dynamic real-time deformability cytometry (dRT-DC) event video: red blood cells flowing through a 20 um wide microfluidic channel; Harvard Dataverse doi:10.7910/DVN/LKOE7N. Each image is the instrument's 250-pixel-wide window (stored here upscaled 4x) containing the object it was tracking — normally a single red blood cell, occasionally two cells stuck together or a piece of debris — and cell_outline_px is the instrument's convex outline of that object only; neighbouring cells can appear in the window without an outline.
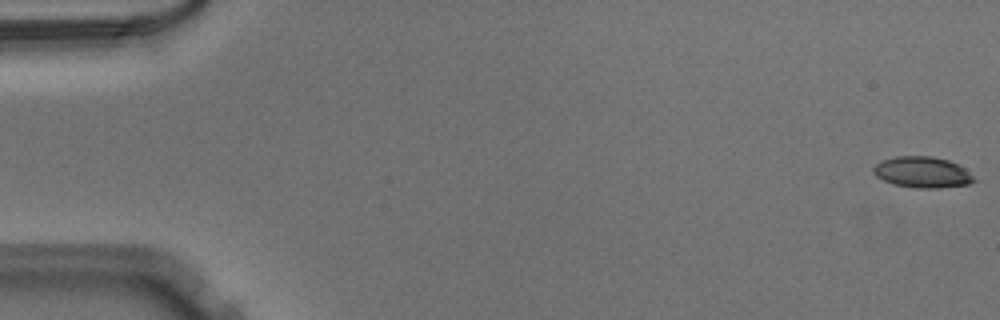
{"species": "Egyptian fruit bat (a non-hibernating species)", "species_latin": "Rousettus aegyptiacus", "temperature_condition": "warm", "stored_images_in_passage": 51, "camera_frame_rate_fps": 3000, "um_per_image_px": 0.085, "animal": {"sex": "male"}, "frame": {"image": 1, "passage_image": 1, "time_ms": 0.0, "image_size_px": [1000, 320], "cell_outline_px": [[976, 180], [968, 184], [936, 188], [916, 188], [892, 184], [876, 176], [872, 172], [872, 168], [876, 164], [884, 160], [896, 156], [932, 156], [948, 160], [964, 168]], "centroid_in_image_um": [78.36, 14.64], "position_along_channel_um": 6.6, "area_um2": 18.03}}
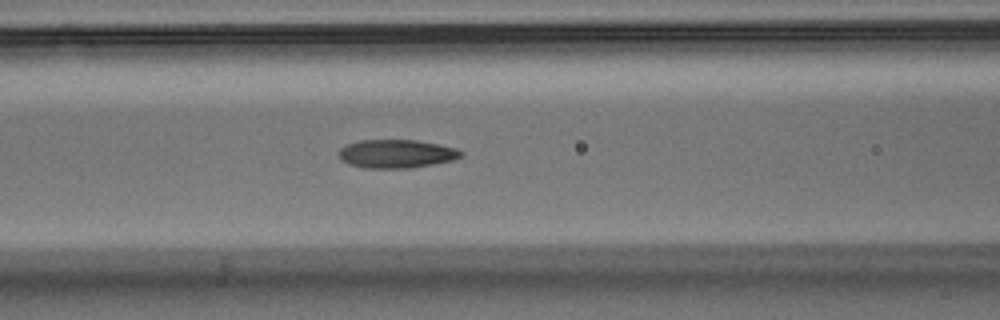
{"frame": {"image": 2, "passage_image": 22, "time_ms": 7.0, "image_size_px": [1000, 320], "cell_outline_px": [[464, 152], [460, 156], [452, 160], [432, 164], [408, 168], [364, 168], [348, 164], [340, 160], [340, 148], [348, 144], [360, 140], [416, 140], [456, 148]], "centroid_in_image_um": [33.66, 13.07], "position_along_channel_um": 132.9, "area_um2": 20.06}}
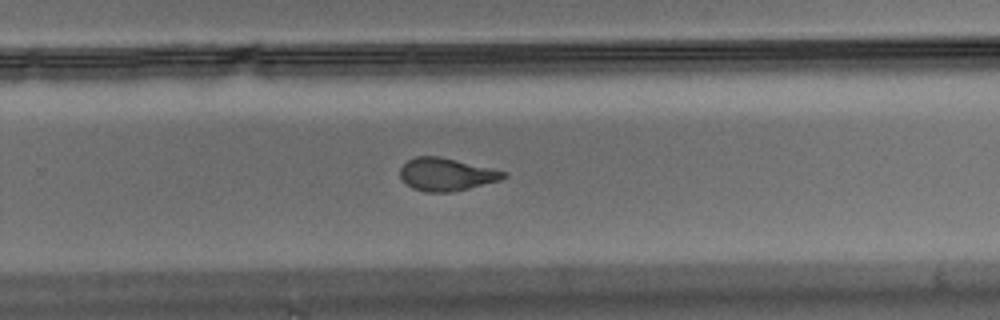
{"frame": {"image": 3, "passage_image": 34, "time_ms": 11.0, "image_size_px": [1000, 320], "cell_outline_px": [[508, 176], [500, 180], [452, 192], [424, 192], [412, 188], [400, 176], [400, 168], [408, 160], [416, 156], [440, 156], [508, 172]], "centroid_in_image_um": [37.95, 14.82], "position_along_channel_um": 291.9, "area_um2": 19.65}}